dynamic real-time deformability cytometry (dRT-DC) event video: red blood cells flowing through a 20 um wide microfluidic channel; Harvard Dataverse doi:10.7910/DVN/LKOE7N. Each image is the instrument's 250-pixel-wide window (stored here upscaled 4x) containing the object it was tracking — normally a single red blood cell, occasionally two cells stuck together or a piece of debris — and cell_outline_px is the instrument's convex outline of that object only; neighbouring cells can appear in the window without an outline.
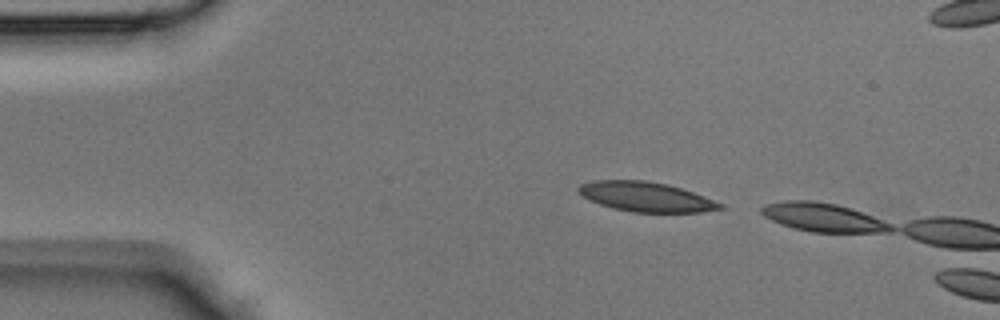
{"species": "Egyptian fruit bat (a non-hibernating species)", "species_latin": "Rousettus aegyptiacus", "temperature_condition": "room temperature", "stored_images_in_passage": 4, "camera_frame_rate_fps": 3000, "um_per_image_px": 0.085, "animal": {"sex": "male"}, "frame": {"image": 1, "passage_image": 2, "time_ms": 0.333, "image_size_px": [1000, 320], "cell_outline_px": [[724, 208], [700, 212], [632, 212], [612, 208], [600, 204], [576, 192], [576, 188], [580, 184], [592, 180], [648, 180], [668, 184], [704, 196], [724, 204]], "centroid_in_image_um": [54.89, 16.72], "position_along_channel_um": 30.1, "area_um2": 24.51}}